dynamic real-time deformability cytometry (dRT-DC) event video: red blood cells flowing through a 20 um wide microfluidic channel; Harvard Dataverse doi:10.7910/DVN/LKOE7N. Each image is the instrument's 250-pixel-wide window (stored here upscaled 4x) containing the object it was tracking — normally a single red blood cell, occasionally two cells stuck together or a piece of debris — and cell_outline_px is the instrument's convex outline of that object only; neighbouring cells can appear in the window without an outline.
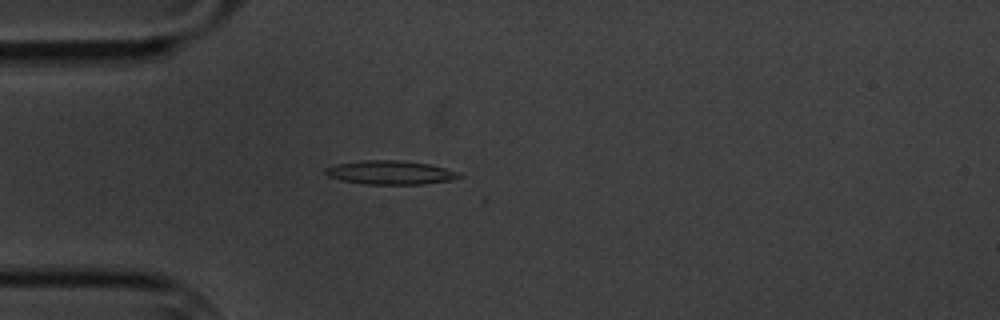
{"species": "common noctule bat (a hibernating species)", "species_latin": "Nyctalus noctula", "temperature_condition": "cold", "stored_images_in_passage": 3, "camera_frame_rate_fps": 3000, "um_per_image_px": 0.085, "animal": {"sex": "male", "body_mass_g": 20.1, "forearm_length_mm": 53.5}, "frame": {"image": 1, "passage_image": 3, "time_ms": 2.333, "image_size_px": [1000, 320], "cell_outline_px": [[464, 176], [452, 180], [420, 184], [364, 184], [340, 180], [328, 176], [324, 172], [324, 168], [336, 164], [364, 160], [400, 160], [428, 164], [444, 168], [456, 172]], "centroid_in_image_um": [33.13, 14.66], "position_along_channel_um": 51.9, "area_um2": 18.44}}